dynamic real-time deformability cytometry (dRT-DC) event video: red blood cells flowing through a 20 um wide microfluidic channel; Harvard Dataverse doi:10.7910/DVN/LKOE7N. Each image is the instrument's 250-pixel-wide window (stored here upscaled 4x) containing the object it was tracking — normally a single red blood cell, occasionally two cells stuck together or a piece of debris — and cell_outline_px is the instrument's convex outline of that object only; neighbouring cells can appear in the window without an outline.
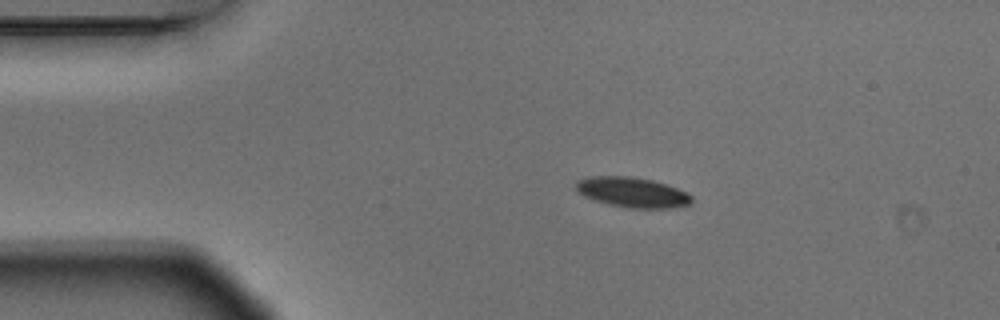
{"species": "Egyptian fruit bat (a non-hibernating species)", "species_latin": "Rousettus aegyptiacus", "temperature_condition": "warm", "stored_images_in_passage": 2, "camera_frame_rate_fps": 3000, "um_per_image_px": 0.085, "animal": {"sex": "male"}, "frame": {"image": 1, "passage_image": 2, "time_ms": 0.333, "image_size_px": [1000, 320], "cell_outline_px": [[692, 200], [688, 204], [672, 208], [628, 208], [608, 204], [584, 196], [576, 188], [576, 180], [592, 176], [632, 176], [652, 180], [688, 192], [692, 196]], "centroid_in_image_um": [53.75, 16.34], "position_along_channel_um": 31.2, "area_um2": 20.17}}